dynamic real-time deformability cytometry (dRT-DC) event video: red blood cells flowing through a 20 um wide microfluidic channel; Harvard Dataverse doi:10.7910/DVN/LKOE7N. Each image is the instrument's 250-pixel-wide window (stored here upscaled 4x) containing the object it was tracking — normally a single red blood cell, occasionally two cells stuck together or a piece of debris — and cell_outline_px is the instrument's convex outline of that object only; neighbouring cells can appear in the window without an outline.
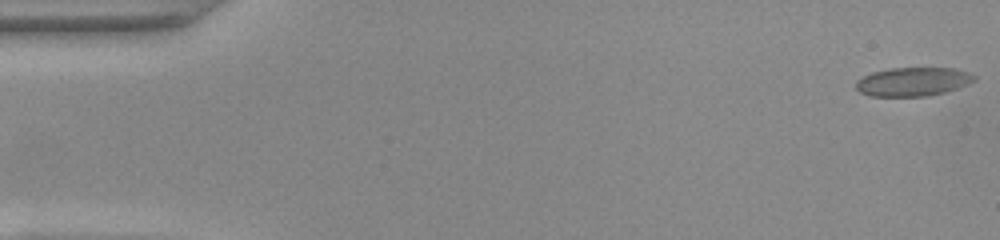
{"species": "common noctule bat (a hibernating species)", "species_latin": "Nyctalus noctula", "temperature_condition": "warm", "stored_images_in_passage": 52, "camera_frame_rate_fps": 3000, "um_per_image_px": 0.085, "animal": {"sex": "female", "body_mass_g": 22.0, "forearm_length_mm": 56.7}, "frame": {"image": 1, "passage_image": 1, "time_ms": 0.0, "image_size_px": [1000, 240], "cell_outline_px": [[976, 80], [968, 84], [944, 92], [928, 96], [868, 96], [860, 92], [856, 88], [856, 80], [872, 72], [888, 68], [956, 68], [968, 72], [976, 76]], "centroid_in_image_um": [77.59, 6.94], "position_along_channel_um": 7.4, "area_um2": 19.88}}
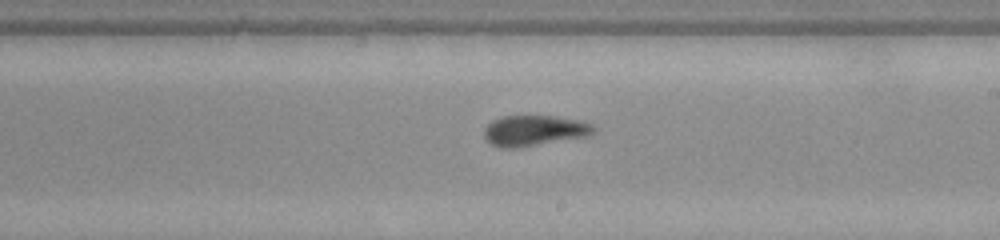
{"frame": {"image": 2, "passage_image": 30, "time_ms": 9.667, "image_size_px": [1000, 240], "cell_outline_px": [[596, 128], [588, 136], [520, 148], [500, 148], [492, 144], [484, 136], [484, 128], [492, 120], [504, 116], [556, 116], [580, 120], [592, 124]], "centroid_in_image_um": [45.41, 11.1], "position_along_channel_um": 243.6, "area_um2": 19.65}}
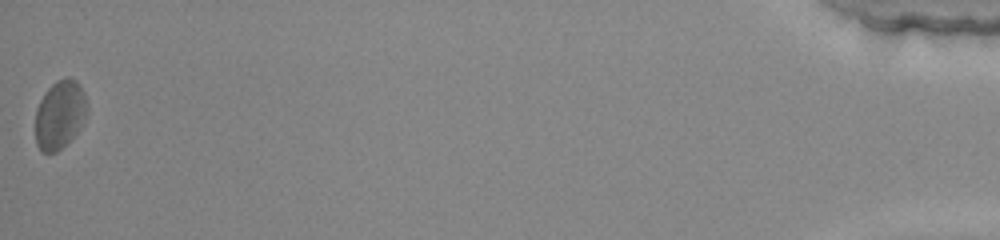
{"frame": {"image": 3, "passage_image": 52, "time_ms": 17.0, "image_size_px": [1000, 240], "cell_outline_px": [[88, 108], [84, 120], [76, 132], [56, 152], [40, 152], [36, 144], [36, 108], [44, 92], [56, 80], [68, 76], [76, 80], [80, 84], [84, 92]], "centroid_in_image_um": [5.08, 9.7], "position_along_channel_um": 430.1, "area_um2": 20.63}, "authors_computed_cell_mechanics": {"area_um2": 19.7098, "velocity_mm_per_s": 3.92, "shape_relaxation_time_tau1_ms": 7.4439, "shape_relaxation_time_tau2_ms": 1.8706, "deformation_change_tau1": 0.1728, "deformation_change_tau2": 0.0867}}